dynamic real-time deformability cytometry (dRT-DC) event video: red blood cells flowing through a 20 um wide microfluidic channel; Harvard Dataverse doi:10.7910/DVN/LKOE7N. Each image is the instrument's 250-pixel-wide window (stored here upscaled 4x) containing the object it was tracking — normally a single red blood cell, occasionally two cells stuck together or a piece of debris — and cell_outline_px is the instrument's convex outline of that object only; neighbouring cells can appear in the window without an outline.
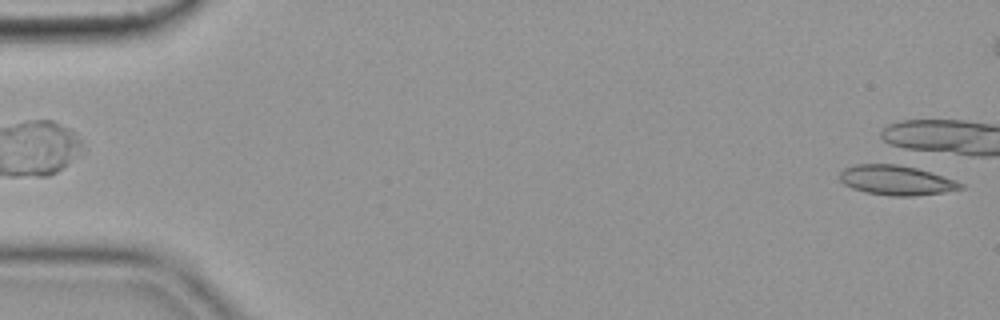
{"species": "common noctule bat (a hibernating species)", "species_latin": "Nyctalus noctula", "temperature_condition": "cold", "stored_images_in_passage": 6, "camera_frame_rate_fps": 3000, "um_per_image_px": 0.085, "animal": {"sex": "female", "body_mass_g": 19.9}, "frame": {"image": 1, "passage_image": 1, "time_ms": 0.0, "image_size_px": [1000, 320], "cell_outline_px": [[944, 180], [932, 192], [876, 192], [860, 188], [880, 168], [908, 168], [924, 172], [936, 176]], "centroid_in_image_um": [76.66, 15.39], "position_along_channel_um": 8.3, "area_um2": 11.04}}